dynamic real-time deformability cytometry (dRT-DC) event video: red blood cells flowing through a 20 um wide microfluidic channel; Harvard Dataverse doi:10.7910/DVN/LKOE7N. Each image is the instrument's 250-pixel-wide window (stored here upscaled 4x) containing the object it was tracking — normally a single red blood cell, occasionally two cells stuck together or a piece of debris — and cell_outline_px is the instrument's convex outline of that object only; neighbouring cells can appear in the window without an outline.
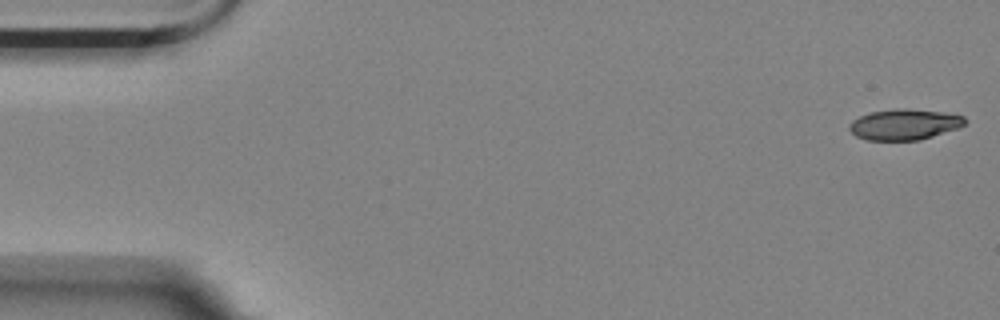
{"species": "Egyptian fruit bat (a non-hibernating species)", "species_latin": "Rousettus aegyptiacus", "temperature_condition": "room temperature", "stored_images_in_passage": 55, "camera_frame_rate_fps": 3000, "um_per_image_px": 0.085, "animal": {"sex": "female"}, "frame": {"image": 1, "passage_image": 1, "time_ms": 0.0, "image_size_px": [1000, 320], "cell_outline_px": [[968, 120], [964, 124], [956, 128], [920, 140], [868, 140], [856, 136], [848, 128], [848, 124], [852, 120], [860, 116], [872, 112], [896, 108], [904, 108], [944, 112], [964, 116]], "centroid_in_image_um": [76.85, 10.57], "position_along_channel_um": 8.1, "area_um2": 20.63}}
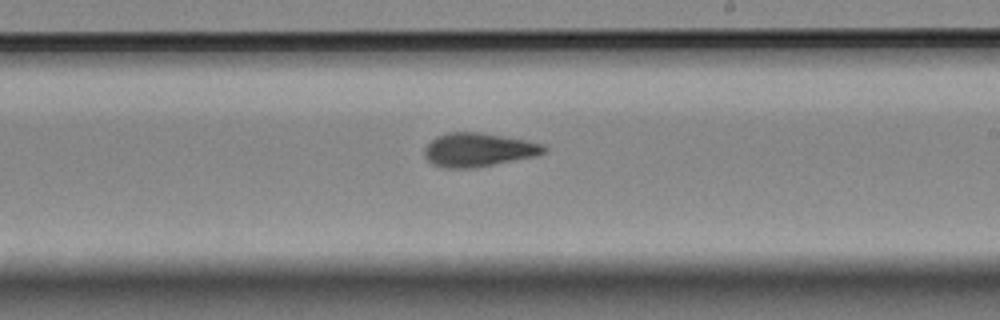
{"frame": {"image": 2, "passage_image": 32, "time_ms": 10.333, "image_size_px": [1000, 320], "cell_outline_px": [[548, 148], [544, 152], [536, 156], [476, 168], [440, 168], [432, 164], [424, 156], [424, 148], [436, 136], [448, 132], [480, 132], [524, 140], [540, 144]], "centroid_in_image_um": [40.61, 12.75], "position_along_channel_um": 248.4, "area_um2": 23.47}}
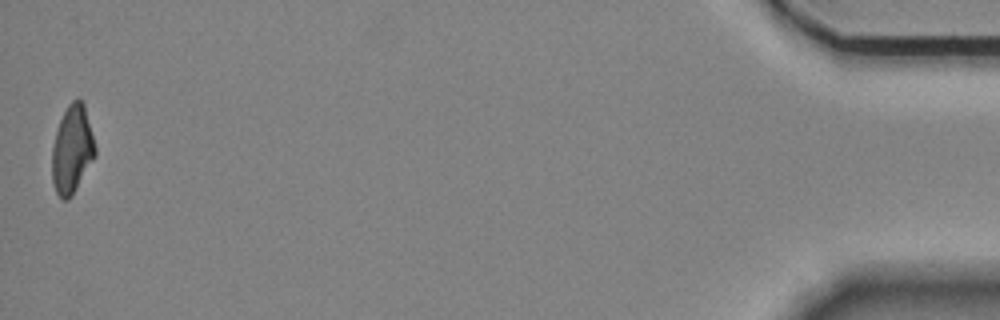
{"frame": {"image": 3, "passage_image": 55, "time_ms": 18.0, "image_size_px": [1000, 320], "cell_outline_px": [[96, 156], [72, 196], [68, 200], [64, 200], [56, 192], [52, 180], [52, 148], [56, 132], [60, 120], [68, 104], [76, 96], [84, 104], [96, 148]], "centroid_in_image_um": [6.13, 12.71], "position_along_channel_um": 429.1, "area_um2": 22.08}, "authors_computed_cell_mechanics": {"area_um2": 22.4842, "velocity_mm_per_s": 3.5734, "shape_relaxation_time_tau1_ms": 5.771, "shape_relaxation_time_tau2_ms": 2.5128, "deformation_change_tau1": 0.1936, "deformation_change_tau2": 0.0933}}